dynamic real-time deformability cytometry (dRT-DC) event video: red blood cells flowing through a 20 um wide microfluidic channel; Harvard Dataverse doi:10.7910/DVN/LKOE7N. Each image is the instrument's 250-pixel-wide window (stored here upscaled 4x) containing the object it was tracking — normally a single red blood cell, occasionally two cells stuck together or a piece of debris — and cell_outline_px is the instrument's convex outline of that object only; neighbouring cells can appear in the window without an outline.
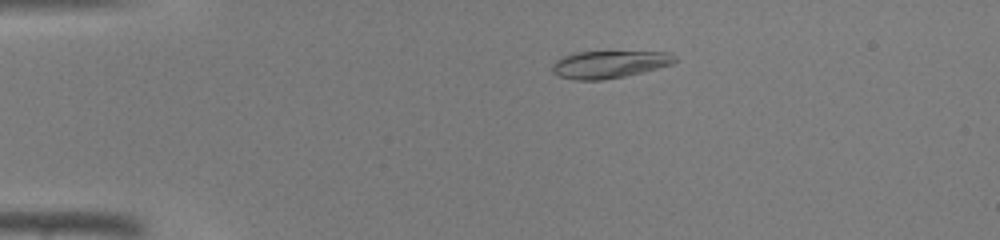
{"species": "common noctule bat (a hibernating species)", "species_latin": "Nyctalus noctula", "temperature_condition": "warm", "stored_images_in_passage": 39, "camera_frame_rate_fps": 3000, "um_per_image_px": 0.085, "animal": {"sex": "male", "body_mass_g": 19.0, "forearm_length_mm": 50.8}, "frame": {"image": 1, "passage_image": 4, "time_ms": 1.0, "image_size_px": [1000, 240], "cell_outline_px": [[676, 60], [672, 64], [624, 76], [604, 80], [572, 80], [560, 76], [552, 72], [552, 64], [560, 56], [572, 52], [668, 52], [676, 56]], "centroid_in_image_um": [51.72, 5.47], "position_along_channel_um": 33.3, "area_um2": 19.54}}
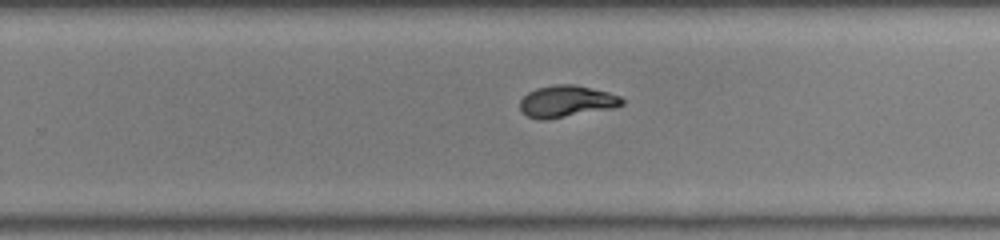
{"frame": {"image": 2, "passage_image": 24, "time_ms": 7.667, "image_size_px": [1000, 240], "cell_outline_px": [[624, 104], [612, 108], [548, 120], [540, 120], [528, 116], [520, 108], [520, 100], [528, 92], [536, 88], [556, 84], [576, 84], [608, 92], [620, 96], [624, 100]], "centroid_in_image_um": [48.16, 8.61], "position_along_channel_um": 281.6, "area_um2": 18.9}}
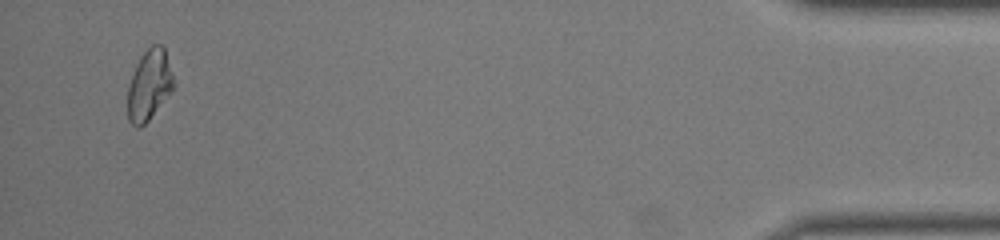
{"frame": {"image": 3, "passage_image": 38, "time_ms": 12.333, "image_size_px": [1000, 240], "cell_outline_px": [[176, 84], [172, 92], [148, 120], [140, 128], [136, 128], [128, 120], [128, 84], [136, 64], [140, 56], [152, 44], [160, 44], [164, 48], [176, 80]], "centroid_in_image_um": [12.71, 7.22], "position_along_channel_um": 422.5, "area_um2": 19.19}}